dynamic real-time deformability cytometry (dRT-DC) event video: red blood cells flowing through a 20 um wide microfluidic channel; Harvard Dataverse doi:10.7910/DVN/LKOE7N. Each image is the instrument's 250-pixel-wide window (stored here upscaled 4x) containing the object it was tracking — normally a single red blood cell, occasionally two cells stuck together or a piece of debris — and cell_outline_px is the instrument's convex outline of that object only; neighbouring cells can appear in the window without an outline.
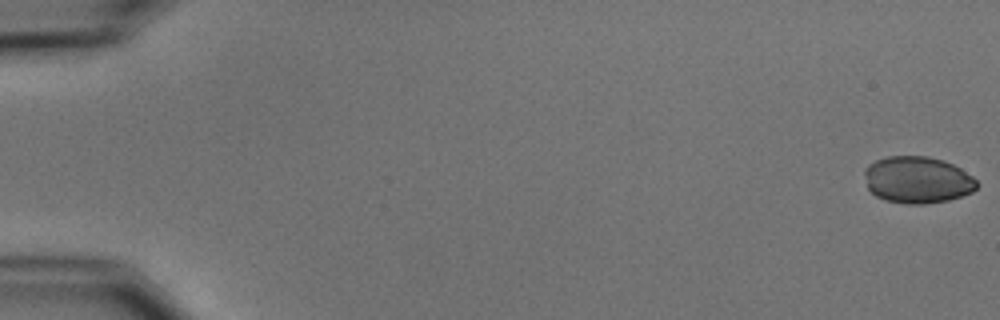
{"species": "common noctule bat (a hibernating species)", "species_latin": "Nyctalus noctula", "temperature_condition": "cold", "stored_images_in_passage": 54, "camera_frame_rate_fps": 3000, "um_per_image_px": 0.085, "animal": {"sex": "male", "body_mass_g": 15.6}, "frame": {"image": 1, "passage_image": 1, "time_ms": 0.0, "image_size_px": [1000, 320], "cell_outline_px": [[980, 184], [972, 192], [948, 200], [924, 204], [908, 204], [884, 200], [876, 196], [868, 188], [864, 172], [864, 168], [868, 164], [876, 160], [888, 156], [928, 156], [944, 160], [960, 168], [972, 176]], "centroid_in_image_um": [77.98, 15.28], "position_along_channel_um": 7.0, "area_um2": 30.75}}
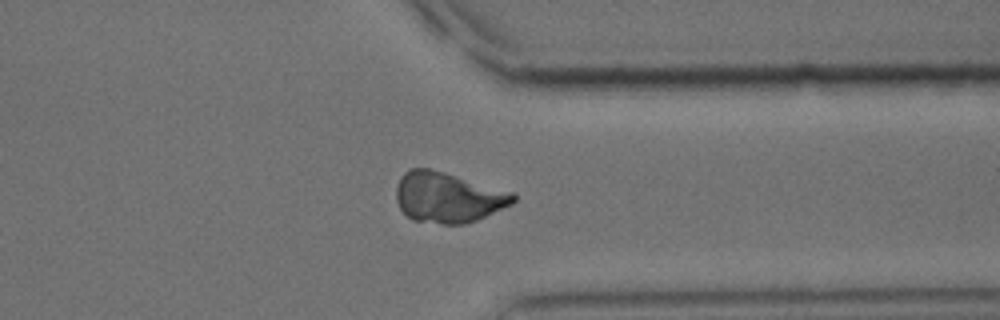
{"frame": {"image": 2, "passage_image": 43, "time_ms": 14.0, "image_size_px": [1000, 320], "cell_outline_px": [[516, 200], [512, 204], [476, 220], [464, 224], [440, 224], [412, 220], [400, 208], [396, 200], [396, 188], [400, 176], [404, 172], [412, 168], [432, 168], [516, 192]], "centroid_in_image_um": [38.09, 16.76], "position_along_channel_um": 373.3, "area_um2": 34.8}}
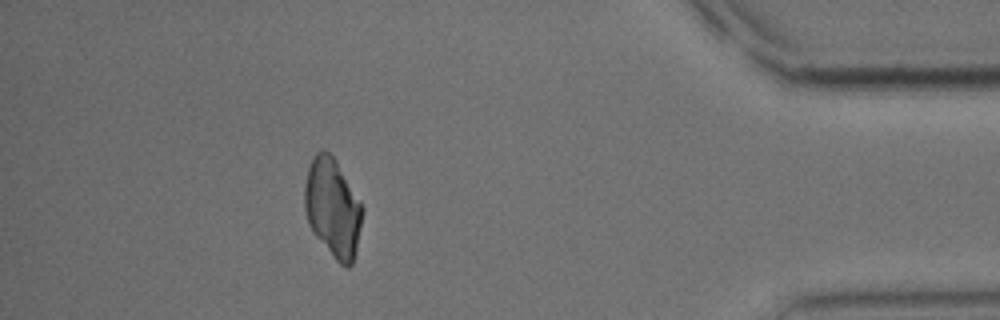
{"frame": {"image": 3, "passage_image": 49, "time_ms": 16.0, "image_size_px": [1000, 320], "cell_outline_px": [[364, 208], [356, 252], [352, 264], [348, 268], [340, 264], [336, 260], [312, 232], [308, 224], [304, 208], [304, 184], [308, 168], [316, 152], [324, 148], [336, 160]], "centroid_in_image_um": [28.27, 17.67], "position_along_channel_um": 406.9, "area_um2": 33.29}}